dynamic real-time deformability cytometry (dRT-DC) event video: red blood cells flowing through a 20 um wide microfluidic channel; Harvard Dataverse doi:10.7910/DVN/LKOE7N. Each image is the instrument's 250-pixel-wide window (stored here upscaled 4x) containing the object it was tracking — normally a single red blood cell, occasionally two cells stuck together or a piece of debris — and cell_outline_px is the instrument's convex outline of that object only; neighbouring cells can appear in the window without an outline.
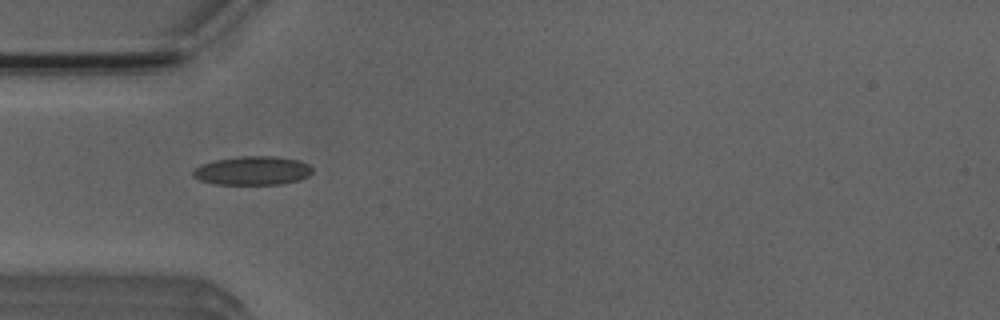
{"species": "Egyptian fruit bat (a non-hibernating species)", "species_latin": "Rousettus aegyptiacus", "temperature_condition": "room temperature", "stored_images_in_passage": 6, "camera_frame_rate_fps": 3000, "um_per_image_px": 0.085, "animal": {"sex": "male"}, "frame": {"image": 1, "passage_image": 2, "time_ms": 1.333, "image_size_px": [1000, 320], "cell_outline_px": [[312, 172], [308, 176], [300, 180], [284, 184], [212, 184], [200, 180], [192, 176], [192, 168], [200, 164], [216, 160], [240, 156], [276, 156], [300, 160], [308, 164], [312, 168]], "centroid_in_image_um": [21.45, 14.5], "position_along_channel_um": 63.5, "area_um2": 20.29}}
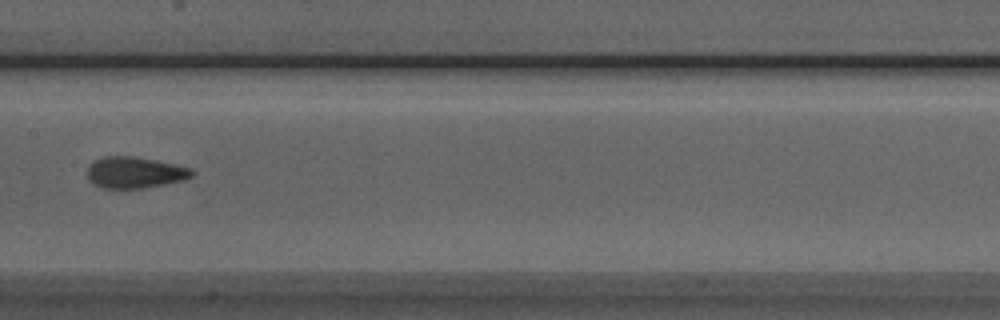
{"frame": {"image": 2, "passage_image": 5, "time_ms": 4.667, "image_size_px": [1000, 320], "cell_outline_px": [[192, 176], [184, 180], [164, 184], [140, 188], [100, 188], [88, 180], [88, 164], [104, 156], [132, 156], [156, 160], [192, 168]], "centroid_in_image_um": [11.43, 14.66], "position_along_channel_um": 196.0, "area_um2": 19.02}}
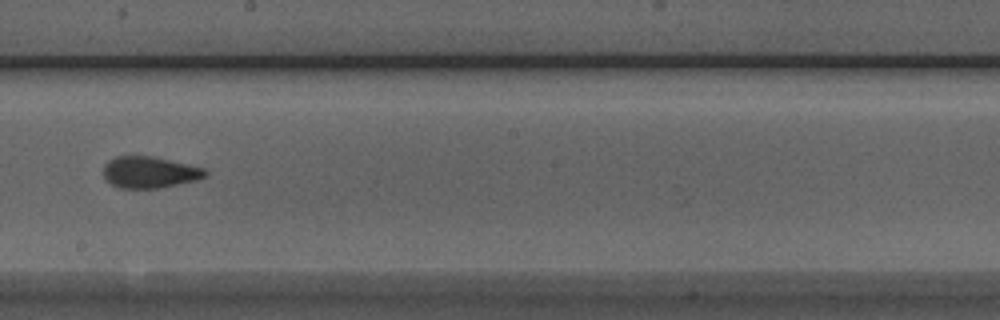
{"frame": {"image": 3, "passage_image": 6, "time_ms": 5.667, "image_size_px": [1000, 320], "cell_outline_px": [[208, 176], [196, 180], [160, 188], [120, 188], [112, 184], [104, 176], [104, 164], [108, 160], [116, 156], [152, 156], [188, 164], [204, 168], [208, 172]], "centroid_in_image_um": [12.73, 14.64], "position_along_channel_um": 235.5, "area_um2": 18.67}}